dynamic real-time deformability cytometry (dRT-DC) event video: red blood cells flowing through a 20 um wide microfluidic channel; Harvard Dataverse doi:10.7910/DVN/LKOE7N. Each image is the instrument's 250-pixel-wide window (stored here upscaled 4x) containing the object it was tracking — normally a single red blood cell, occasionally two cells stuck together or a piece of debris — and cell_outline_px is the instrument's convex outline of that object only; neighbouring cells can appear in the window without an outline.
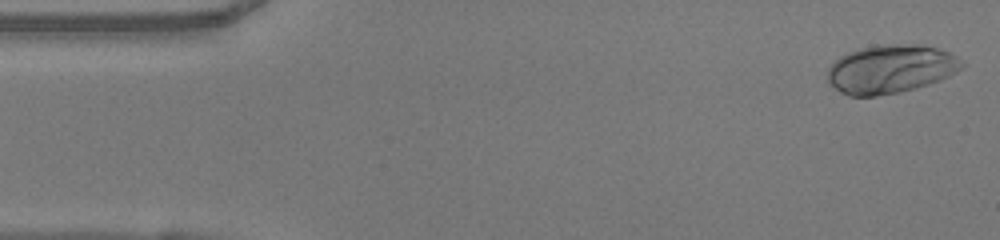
{"species": "human", "species_latin": "Homo sapiens", "temperature_condition": "warm", "stored_images_in_passage": 48, "camera_frame_rate_fps": 3000, "um_per_image_px": 0.085, "donor": {"sex": "female"}, "frame": {"image": 1, "passage_image": 1, "time_ms": 0.0, "image_size_px": [1000, 240], "cell_outline_px": [[964, 64], [956, 72], [940, 80], [928, 84], [900, 92], [876, 96], [848, 96], [840, 92], [828, 84], [828, 68], [840, 56], [848, 52], [860, 48], [880, 44], [920, 44], [936, 48], [948, 52], [960, 60]], "centroid_in_image_um": [75.66, 5.87], "position_along_channel_um": 9.3, "area_um2": 37.92}}
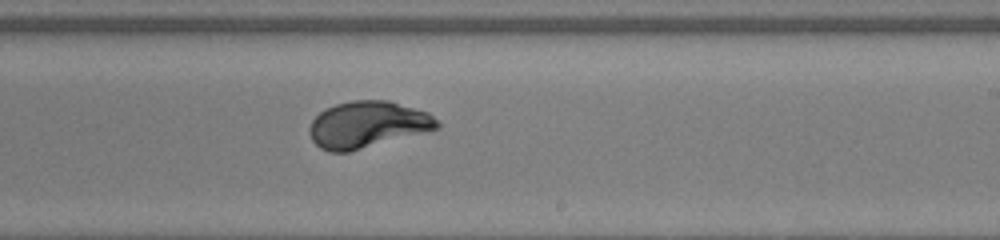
{"frame": {"image": 2, "passage_image": 28, "time_ms": 9.0, "image_size_px": [1000, 240], "cell_outline_px": [[440, 128], [348, 152], [328, 152], [320, 148], [312, 140], [308, 128], [312, 120], [324, 108], [336, 104], [352, 100], [388, 100], [428, 112], [440, 124]], "centroid_in_image_um": [31.21, 10.58], "position_along_channel_um": 257.8, "area_um2": 34.56}}
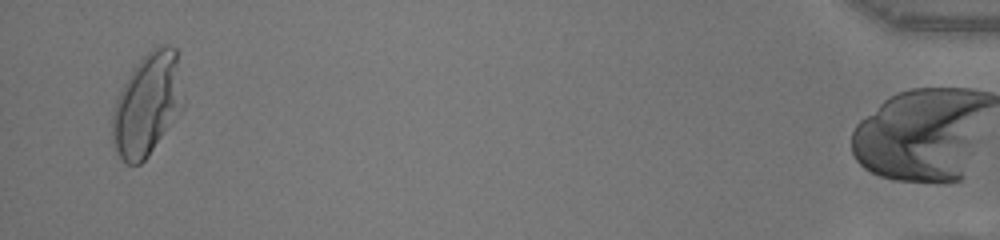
{"frame": {"image": 3, "passage_image": 47, "time_ms": 15.333, "image_size_px": [1000, 240], "cell_outline_px": [[184, 108], [180, 116], [148, 156], [140, 164], [128, 164], [116, 152], [112, 144], [112, 112], [116, 100], [132, 68], [152, 48], [160, 44], [168, 44], [176, 48], [184, 100]], "centroid_in_image_um": [12.55, 8.88], "position_along_channel_um": 422.7, "area_um2": 42.83}, "authors_computed_cell_mechanics": {"area_um2": 34.5644, "velocity_mm_per_s": 4.0843, "shape_relaxation_time_tau1_ms": 2.9823, "shape_relaxation_time_tau2_ms": null, "deformation_change_tau1": 0.204, "deformation_change_tau2": null}}